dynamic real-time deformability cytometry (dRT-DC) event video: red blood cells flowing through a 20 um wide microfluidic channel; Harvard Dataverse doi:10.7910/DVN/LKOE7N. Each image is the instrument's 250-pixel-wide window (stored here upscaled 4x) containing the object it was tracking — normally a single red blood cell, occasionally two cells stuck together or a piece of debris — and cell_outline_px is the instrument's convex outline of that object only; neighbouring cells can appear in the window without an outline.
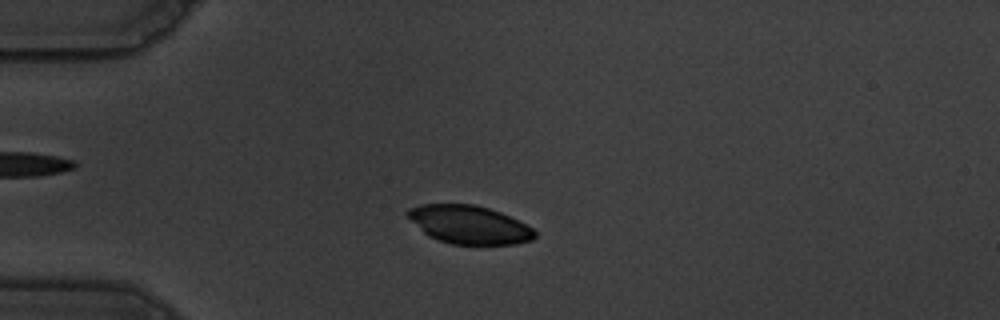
{"species": "common noctule bat (a hibernating species)", "species_latin": "Nyctalus noctula", "temperature_condition": "warm", "stored_images_in_passage": 54, "camera_frame_rate_fps": 3000, "um_per_image_px": 0.085, "animal": {"sex": "male", "body_mass_g": 19.5, "forearm_length_mm": 54.6}, "frame": {"image": 1, "passage_image": 12, "time_ms": 3.667, "image_size_px": [1000, 320], "cell_outline_px": [[536, 236], [532, 240], [516, 244], [452, 244], [428, 236], [404, 212], [408, 208], [420, 204], [476, 204], [500, 212], [532, 228], [536, 232]], "centroid_in_image_um": [39.87, 19.09], "position_along_channel_um": 45.1, "area_um2": 28.09}}
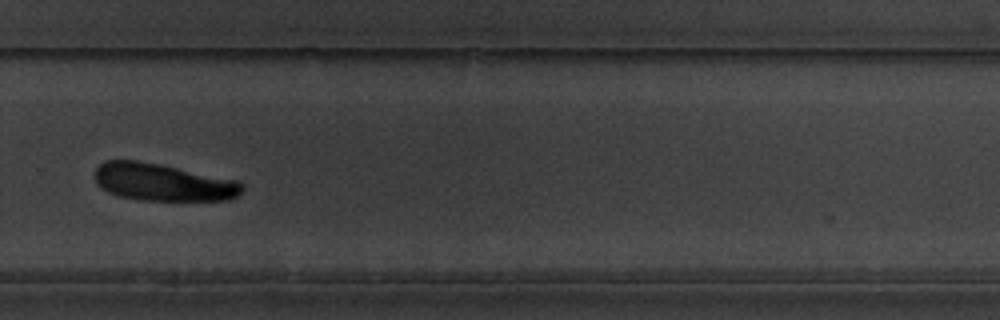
{"frame": {"image": 2, "passage_image": 37, "time_ms": 12.0, "image_size_px": [1000, 320], "cell_outline_px": [[244, 188], [236, 196], [228, 200], [140, 200], [120, 196], [108, 192], [100, 188], [96, 184], [92, 176], [96, 168], [104, 160], [136, 160], [160, 164], [236, 180], [244, 184]], "centroid_in_image_um": [13.78, 15.48], "position_along_channel_um": 316.0, "area_um2": 32.19}}
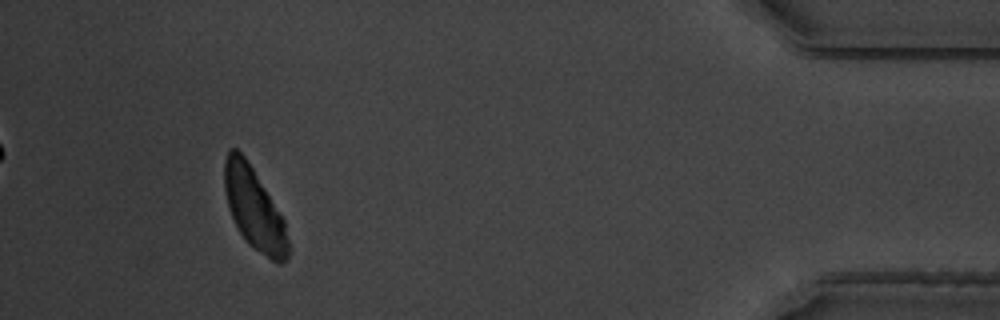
{"frame": {"image": 3, "passage_image": 50, "time_ms": 16.333, "image_size_px": [1000, 320], "cell_outline_px": [[288, 256], [280, 264], [272, 260], [248, 244], [240, 232], [228, 208], [224, 188], [224, 160], [228, 148], [236, 148], [244, 156], [252, 168], [284, 220], [288, 240]], "centroid_in_image_um": [21.57, 17.72], "position_along_channel_um": 413.6, "area_um2": 29.77}}